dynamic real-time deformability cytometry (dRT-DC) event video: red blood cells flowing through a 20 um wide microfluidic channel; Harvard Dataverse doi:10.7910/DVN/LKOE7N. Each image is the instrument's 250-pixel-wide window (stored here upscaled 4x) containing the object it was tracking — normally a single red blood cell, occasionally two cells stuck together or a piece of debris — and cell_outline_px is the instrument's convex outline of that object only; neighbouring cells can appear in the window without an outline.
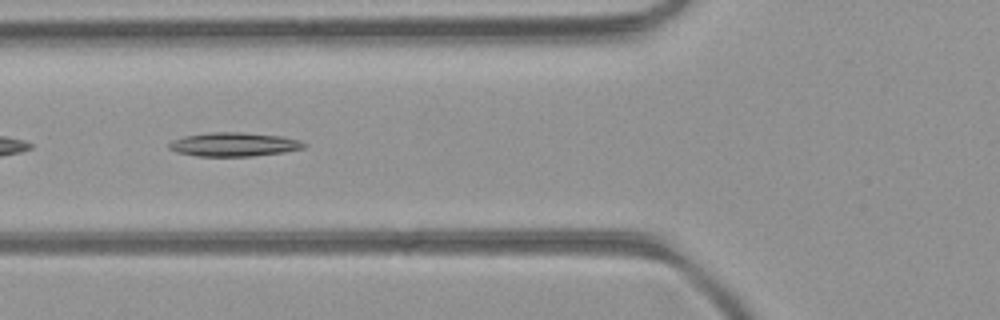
{"species": "common noctule bat (a hibernating species)", "species_latin": "Nyctalus noctula", "temperature_condition": "room temperature", "stored_images_in_passage": 36, "camera_frame_rate_fps": 3000, "um_per_image_px": 0.085, "animal": {"sex": "female", "body_mass_g": 21.9}, "frame": {"image": 1, "passage_image": 6, "time_ms": 1.667, "image_size_px": [1000, 320], "cell_outline_px": [[308, 144], [304, 148], [284, 152], [252, 156], [196, 156], [176, 152], [168, 148], [168, 144], [172, 140], [184, 136], [212, 132], [240, 132], [280, 136], [300, 140]], "centroid_in_image_um": [19.88, 12.28], "position_along_channel_um": 105.9, "area_um2": 18.79}}